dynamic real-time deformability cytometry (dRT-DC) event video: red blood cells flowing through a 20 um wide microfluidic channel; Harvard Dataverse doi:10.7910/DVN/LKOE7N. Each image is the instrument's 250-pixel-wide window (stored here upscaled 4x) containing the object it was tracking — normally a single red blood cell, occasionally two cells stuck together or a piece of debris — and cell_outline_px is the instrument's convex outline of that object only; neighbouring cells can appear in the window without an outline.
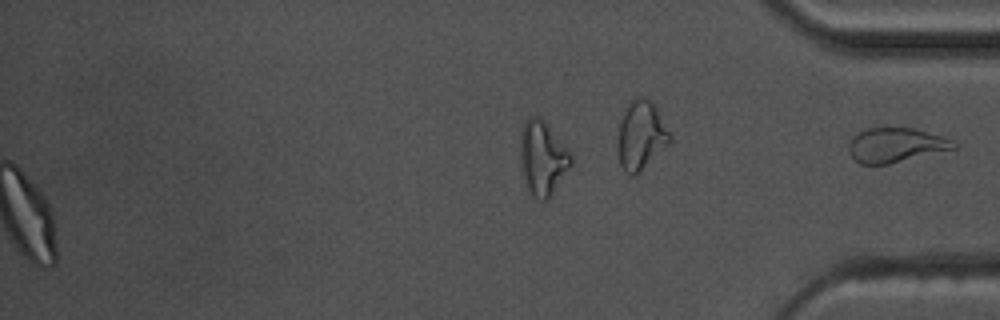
{"species": "common noctule bat (a hibernating species)", "species_latin": "Nyctalus noctula", "temperature_condition": "warm", "stored_images_in_passage": 57, "segment_of_instrument_passage": [2, 2], "camera_frame_rate_fps": 3000, "um_per_image_px": 0.085, "animal": {"sex": "male", "body_mass_g": 17.5, "forearm_length_mm": 52.3}, "frame": {"image": 1, "passage_image": 57, "time_ms": 18.667, "image_size_px": [1000, 320], "cell_outline_px": [[956, 148], [888, 164], [860, 164], [848, 152], [848, 144], [852, 136], [868, 128], [916, 128], [944, 136], [952, 140], [956, 144]], "centroid_in_image_um": [76.13, 12.32], "position_along_channel_um": 359.1, "area_um2": 21.04}}